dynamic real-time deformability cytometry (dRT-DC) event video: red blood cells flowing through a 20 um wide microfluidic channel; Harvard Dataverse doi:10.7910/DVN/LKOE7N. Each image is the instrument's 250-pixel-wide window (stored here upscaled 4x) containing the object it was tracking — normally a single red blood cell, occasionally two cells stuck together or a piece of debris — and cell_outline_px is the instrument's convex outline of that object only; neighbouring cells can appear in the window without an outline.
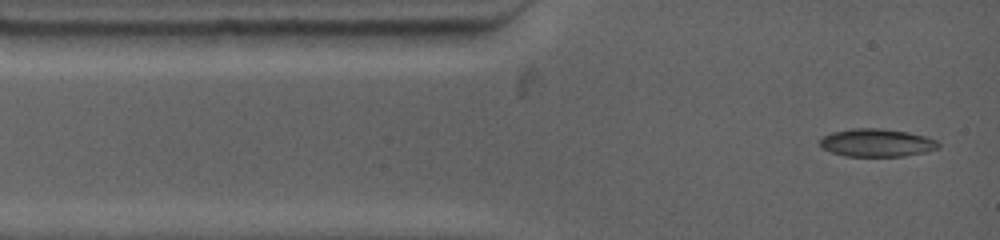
{"species": "common noctule bat (a hibernating species)", "species_latin": "Nyctalus noctula", "temperature_condition": "warm", "stored_images_in_passage": 62, "camera_frame_rate_fps": 4500, "um_per_image_px": 0.085, "animal": {"sex": "female", "body_mass_g": 19.0, "forearm_length_mm": 53.3}, "frame": {"image": 1, "passage_image": 1, "time_ms": 0.0, "image_size_px": [1000, 240], "cell_outline_px": [[940, 144], [936, 148], [924, 152], [904, 156], [844, 156], [832, 152], [824, 148], [816, 140], [832, 132], [852, 128], [880, 128], [908, 132], [924, 136], [936, 140]], "centroid_in_image_um": [74.48, 12.13], "position_along_channel_um": 10.5, "area_um2": 19.19}}
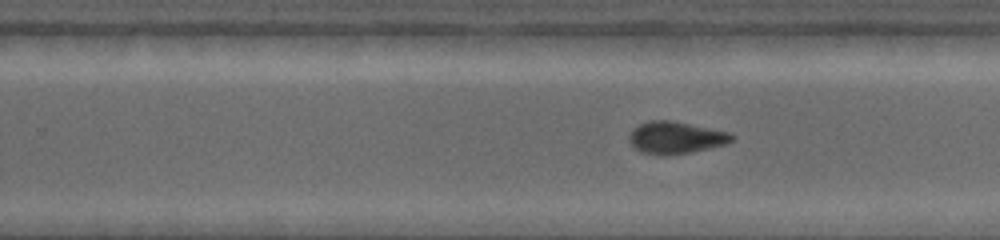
{"frame": {"image": 2, "passage_image": 28, "time_ms": 7.778, "image_size_px": [1000, 240], "cell_outline_px": [[736, 136], [732, 140], [724, 144], [708, 148], [688, 152], [664, 156], [660, 156], [640, 152], [632, 148], [628, 140], [628, 136], [632, 128], [648, 120], [672, 120], [728, 132]], "centroid_in_image_um": [57.35, 11.7], "position_along_channel_um": 272.5, "area_um2": 19.36}}
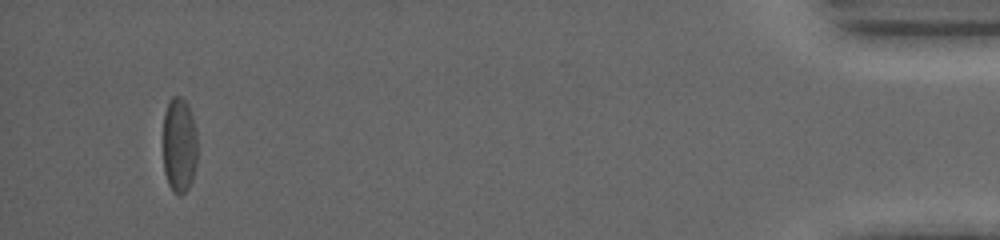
{"frame": {"image": 3, "passage_image": 54, "time_ms": 14.667, "image_size_px": [1000, 240], "cell_outline_px": [[196, 164], [192, 180], [188, 188], [180, 196], [176, 196], [172, 192], [168, 184], [164, 172], [164, 112], [168, 100], [172, 96], [180, 96], [188, 104], [192, 116], [196, 132]], "centroid_in_image_um": [15.23, 12.35], "position_along_channel_um": 420.0, "area_um2": 19.25}, "authors_computed_cell_mechanics": {"area_um2": 19.4786, "velocity_mm_per_s": 3.7997, "shape_relaxation_time_tau1_ms": 8.0572, "shape_relaxation_time_tau2_ms": 4.8266, "deformation_change_tau1": 0.1524, "deformation_change_tau2": 0.089}}